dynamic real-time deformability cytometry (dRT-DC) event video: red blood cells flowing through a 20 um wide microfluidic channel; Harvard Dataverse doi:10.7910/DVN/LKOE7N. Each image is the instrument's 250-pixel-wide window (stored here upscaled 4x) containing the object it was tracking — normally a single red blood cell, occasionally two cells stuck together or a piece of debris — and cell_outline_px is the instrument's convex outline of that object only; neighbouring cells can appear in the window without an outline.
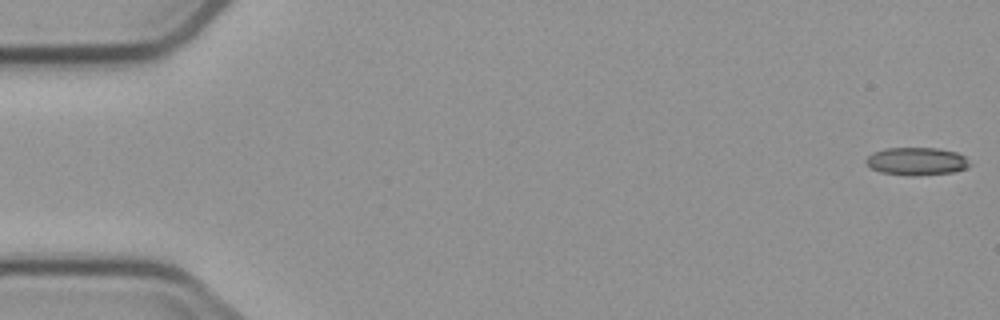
{"species": "common noctule bat (a hibernating species)", "species_latin": "Nyctalus noctula", "temperature_condition": "cold", "stored_images_in_passage": 8, "camera_frame_rate_fps": 3000, "um_per_image_px": 0.085, "animal": {"sex": "male", "body_mass_g": 23.1, "forearm_length_mm": 52.7}, "frame": {"image": 1, "passage_image": 1, "time_ms": 0.0, "image_size_px": [1000, 320], "cell_outline_px": [[972, 164], [968, 168], [952, 172], [880, 172], [872, 168], [864, 160], [872, 152], [884, 148], [940, 148], [956, 152], [964, 156]], "centroid_in_image_um": [77.94, 13.63], "position_along_channel_um": 7.1, "area_um2": 15.84}}
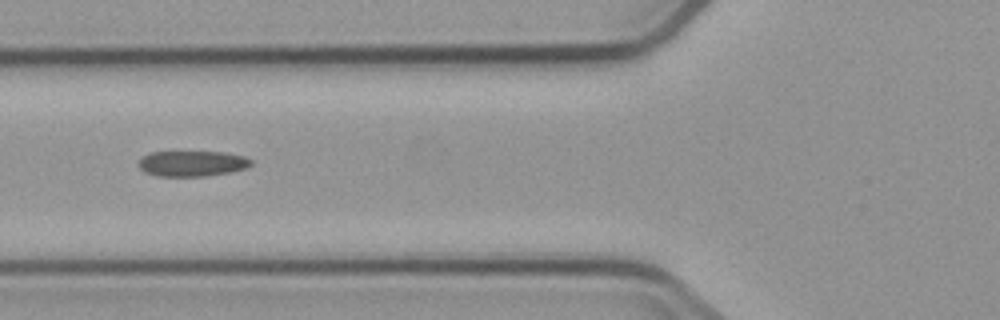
{"frame": {"image": 2, "passage_image": 6, "time_ms": 6.667, "image_size_px": [1000, 320], "cell_outline_px": [[252, 164], [248, 168], [232, 172], [208, 176], [160, 176], [144, 172], [136, 164], [140, 156], [152, 152], [224, 152], [244, 156], [252, 160]], "centroid_in_image_um": [16.32, 13.9], "position_along_channel_um": 109.5, "area_um2": 17.05}}
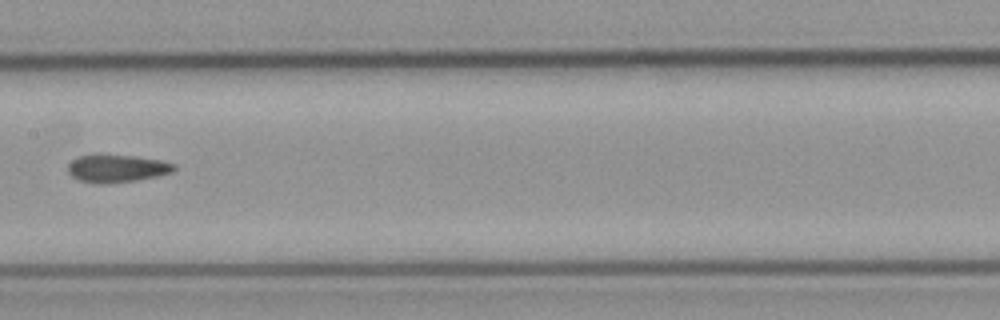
{"frame": {"image": 3, "passage_image": 8, "time_ms": 9.0, "image_size_px": [1000, 320], "cell_outline_px": [[176, 168], [172, 172], [156, 176], [136, 180], [108, 184], [96, 184], [80, 180], [72, 176], [68, 172], [68, 164], [72, 160], [80, 156], [96, 152], [132, 156], [160, 160], [176, 164]], "centroid_in_image_um": [9.89, 14.29], "position_along_channel_um": 197.5, "area_um2": 17.51}}